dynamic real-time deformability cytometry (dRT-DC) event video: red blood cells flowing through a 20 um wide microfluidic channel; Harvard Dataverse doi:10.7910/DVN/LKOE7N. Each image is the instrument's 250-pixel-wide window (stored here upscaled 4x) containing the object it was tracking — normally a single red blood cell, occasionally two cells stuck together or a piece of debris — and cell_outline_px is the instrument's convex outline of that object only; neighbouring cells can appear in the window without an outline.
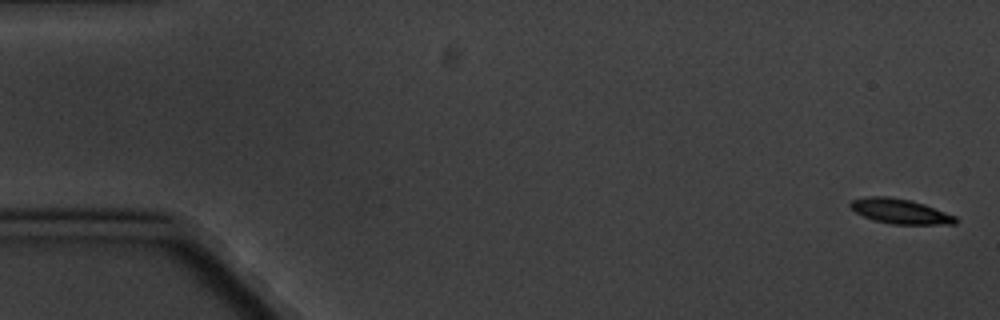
{"species": "common noctule bat (a hibernating species)", "species_latin": "Nyctalus noctula", "temperature_condition": "cold", "stored_images_in_passage": 4, "camera_frame_rate_fps": 3000, "um_per_image_px": 0.085, "animal": {"sex": "male", "body_mass_g": 20.1, "forearm_length_mm": 53.5}, "frame": {"image": 1, "passage_image": 1, "time_ms": 0.0, "image_size_px": [1000, 320], "cell_outline_px": [[956, 224], [892, 224], [872, 220], [856, 212], [848, 204], [852, 200], [864, 196], [888, 196], [908, 200], [924, 204], [956, 216]], "centroid_in_image_um": [76.48, 17.95], "position_along_channel_um": 8.5, "area_um2": 15.14}}